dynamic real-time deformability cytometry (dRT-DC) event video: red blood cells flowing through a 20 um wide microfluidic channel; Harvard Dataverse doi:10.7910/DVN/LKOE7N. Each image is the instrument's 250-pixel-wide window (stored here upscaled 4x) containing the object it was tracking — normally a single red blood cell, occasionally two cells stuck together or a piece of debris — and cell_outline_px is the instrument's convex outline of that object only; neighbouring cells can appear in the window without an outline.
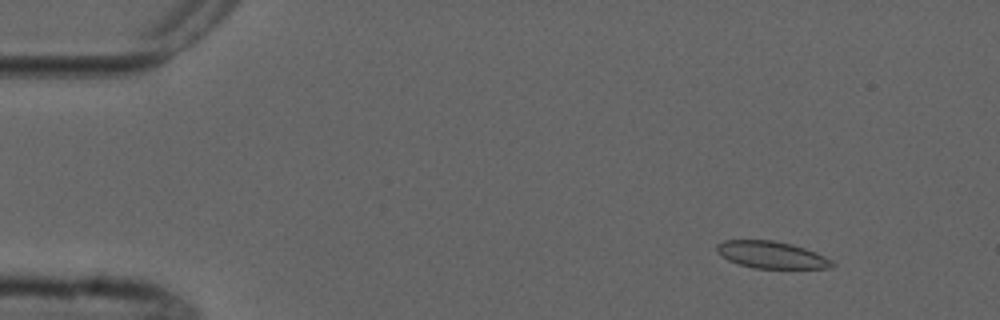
{"species": "common noctule bat (a hibernating species)", "species_latin": "Nyctalus noctula", "temperature_condition": "cold", "stored_images_in_passage": 4, "camera_frame_rate_fps": 3000, "um_per_image_px": 0.085, "animal": {"sex": "male", "forearm_length_mm": 52.5}, "frame": {"image": 1, "passage_image": 2, "time_ms": 1.0, "image_size_px": [1000, 320], "cell_outline_px": [[836, 264], [832, 268], [752, 268], [728, 260], [716, 252], [716, 244], [724, 240], [772, 240], [792, 244], [816, 252], [832, 260]], "centroid_in_image_um": [65.57, 21.66], "position_along_channel_um": 19.4, "area_um2": 18.21}}